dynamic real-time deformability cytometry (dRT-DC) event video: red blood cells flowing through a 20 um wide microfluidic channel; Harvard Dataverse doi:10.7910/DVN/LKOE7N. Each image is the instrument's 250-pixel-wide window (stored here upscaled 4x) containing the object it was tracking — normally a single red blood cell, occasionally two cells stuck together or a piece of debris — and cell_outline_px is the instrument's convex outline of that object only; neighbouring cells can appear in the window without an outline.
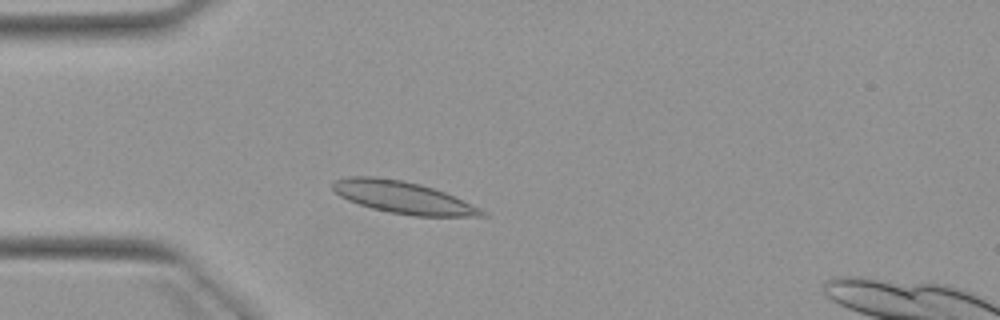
{"species": "Egyptian fruit bat (a non-hibernating species)", "species_latin": "Rousettus aegyptiacus", "temperature_condition": "warm", "stored_images_in_passage": 4, "camera_frame_rate_fps": 3000, "um_per_image_px": 0.085, "animal": {"sex": "female"}, "frame": {"image": 1, "passage_image": 3, "time_ms": 2.333, "image_size_px": [1000, 320], "cell_outline_px": [[488, 216], [412, 216], [388, 212], [372, 208], [348, 200], [340, 196], [332, 188], [332, 184], [336, 180], [348, 176], [376, 176], [400, 180], [420, 184], [444, 192], [480, 208], [488, 212]], "centroid_in_image_um": [34.25, 16.78], "position_along_channel_um": 50.8, "area_um2": 27.69}}